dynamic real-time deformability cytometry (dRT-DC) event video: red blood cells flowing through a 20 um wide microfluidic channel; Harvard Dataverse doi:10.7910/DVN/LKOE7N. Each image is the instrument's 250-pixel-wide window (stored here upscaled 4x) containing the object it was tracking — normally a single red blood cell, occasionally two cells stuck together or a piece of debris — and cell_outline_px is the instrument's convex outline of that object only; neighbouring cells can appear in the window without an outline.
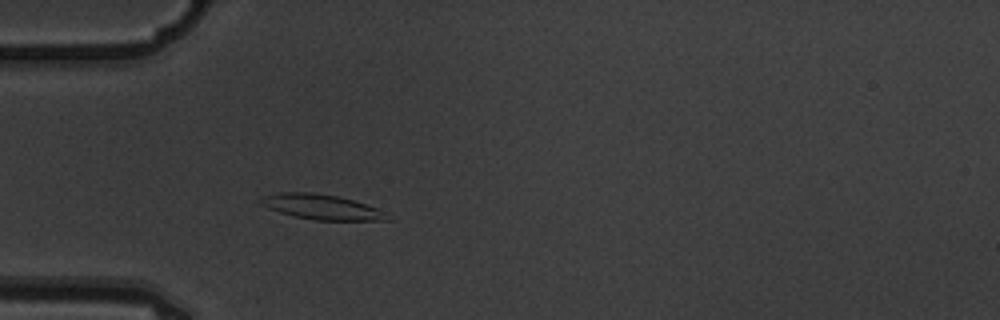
{"species": "common noctule bat (a hibernating species)", "species_latin": "Nyctalus noctula", "temperature_condition": "warm", "stored_images_in_passage": 2, "camera_frame_rate_fps": 3000, "um_per_image_px": 0.085, "animal": {"sex": "male", "body_mass_g": 19.5, "forearm_length_mm": 54.6}, "frame": {"image": 1, "passage_image": 2, "time_ms": 0.333, "image_size_px": [1000, 320], "cell_outline_px": [[392, 220], [316, 220], [296, 216], [280, 212], [268, 208], [260, 204], [256, 200], [260, 196], [280, 192], [312, 192], [336, 196], [352, 200], [388, 212]], "centroid_in_image_um": [27.3, 17.58], "position_along_channel_um": 57.7, "area_um2": 18.5}}